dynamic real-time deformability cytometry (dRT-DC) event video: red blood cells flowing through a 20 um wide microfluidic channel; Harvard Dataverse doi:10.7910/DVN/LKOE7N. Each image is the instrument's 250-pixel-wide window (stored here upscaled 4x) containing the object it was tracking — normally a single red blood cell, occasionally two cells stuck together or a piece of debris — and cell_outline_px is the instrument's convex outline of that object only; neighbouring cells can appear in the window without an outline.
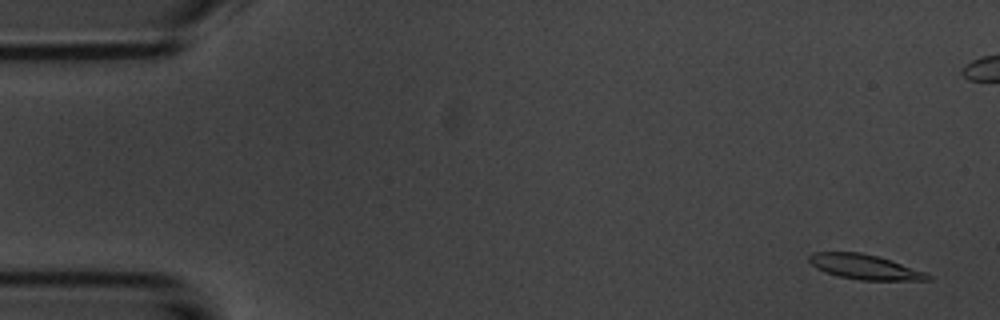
{"species": "common noctule bat (a hibernating species)", "species_latin": "Nyctalus noctula", "temperature_condition": "room temperature", "stored_images_in_passage": 53, "camera_frame_rate_fps": 3000, "um_per_image_px": 0.085, "animal": {"sex": "male", "body_mass_g": 20.1, "forearm_length_mm": 53.5}, "frame": {"image": 1, "passage_image": 3, "time_ms": 0.667, "image_size_px": [1000, 320], "cell_outline_px": [[932, 280], [860, 280], [840, 276], [824, 272], [816, 268], [808, 260], [808, 256], [812, 252], [860, 252], [892, 260], [924, 272], [932, 276]], "centroid_in_image_um": [73.48, 22.68], "position_along_channel_um": 11.5, "area_um2": 17.11}}
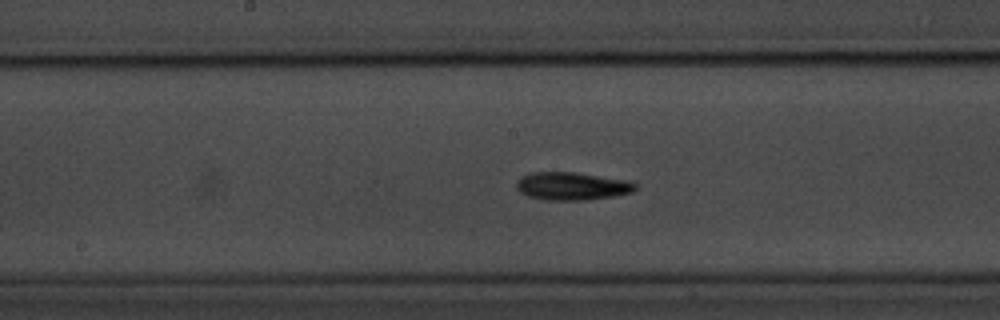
{"frame": {"image": 2, "passage_image": 28, "time_ms": 9.0, "image_size_px": [1000, 320], "cell_outline_px": [[636, 188], [632, 192], [612, 196], [588, 200], [544, 200], [528, 196], [520, 192], [516, 188], [516, 180], [520, 176], [532, 172], [576, 172], [628, 180], [636, 184]], "centroid_in_image_um": [48.58, 15.81], "position_along_channel_um": 199.6, "area_um2": 19.48}}
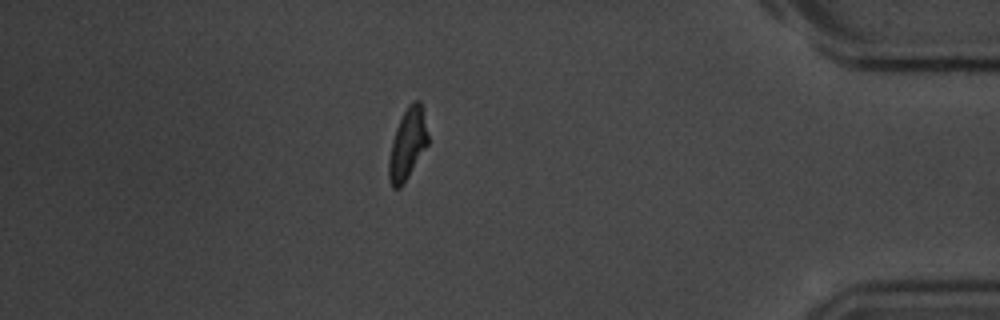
{"frame": {"image": 3, "passage_image": 47, "time_ms": 15.333, "image_size_px": [1000, 320], "cell_outline_px": [[428, 144], [404, 184], [400, 188], [392, 188], [388, 180], [388, 160], [392, 140], [396, 128], [408, 104], [412, 100], [420, 100], [428, 136]], "centroid_in_image_um": [34.62, 12.28], "position_along_channel_um": 400.6, "area_um2": 16.18}, "authors_computed_cell_mechanics": {"area_um2": 17.4556, "velocity_mm_per_s": 3.6845, "shape_relaxation_time_tau1_ms": 3.1035, "shape_relaxation_time_tau2_ms": 7.1262, "deformation_change_tau1": 0.162, "deformation_change_tau2": 0.1739}}